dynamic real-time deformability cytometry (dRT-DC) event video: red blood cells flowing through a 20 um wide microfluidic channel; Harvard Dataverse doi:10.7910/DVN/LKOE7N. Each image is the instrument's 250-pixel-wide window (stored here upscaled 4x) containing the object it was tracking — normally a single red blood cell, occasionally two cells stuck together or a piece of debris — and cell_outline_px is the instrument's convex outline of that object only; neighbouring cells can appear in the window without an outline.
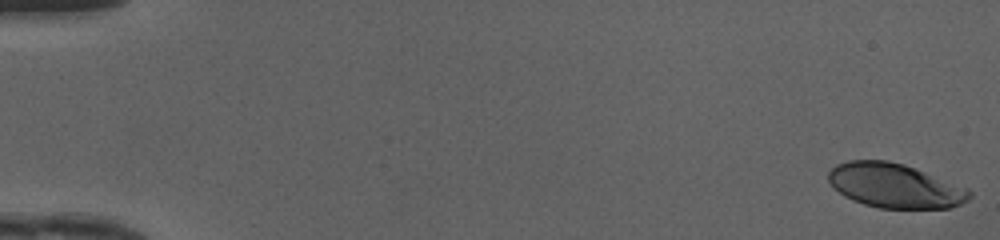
{"species": "human", "species_latin": "Homo sapiens", "temperature_condition": "cold", "stored_images_in_passage": 49, "camera_frame_rate_fps": 3000, "um_per_image_px": 0.085, "donor": {"sex": "female"}, "frame": {"image": 1, "passage_image": 1, "time_ms": 0.0, "image_size_px": [1000, 240], "cell_outline_px": [[972, 196], [968, 200], [960, 204], [948, 208], [880, 208], [864, 204], [852, 200], [844, 196], [828, 180], [828, 172], [836, 164], [848, 160], [888, 160], [904, 164], [968, 188], [972, 192]], "centroid_in_image_um": [76.06, 15.78], "position_along_channel_um": 8.9, "area_um2": 36.36}}
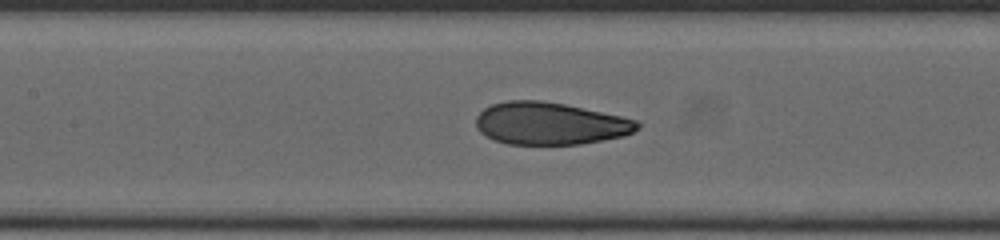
{"frame": {"image": 2, "passage_image": 24, "time_ms": 7.667, "image_size_px": [1000, 240], "cell_outline_px": [[640, 128], [624, 136], [580, 144], [508, 144], [492, 140], [480, 132], [476, 128], [476, 116], [484, 108], [492, 104], [508, 100], [540, 100], [564, 104], [620, 116], [636, 120], [640, 124]], "centroid_in_image_um": [46.71, 10.5], "position_along_channel_um": 160.7, "area_um2": 39.77}}
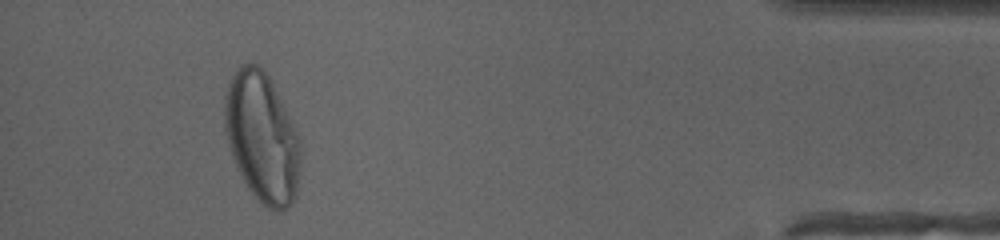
{"frame": {"image": 3, "passage_image": 46, "time_ms": 15.0, "image_size_px": [1000, 240], "cell_outline_px": [[300, 164], [296, 196], [292, 204], [288, 208], [280, 212], [268, 208], [260, 204], [256, 200], [240, 176], [232, 156], [228, 144], [224, 128], [224, 96], [228, 84], [232, 76], [240, 64], [260, 64], [264, 68], [296, 128], [300, 140]], "centroid_in_image_um": [22.26, 11.71], "position_along_channel_um": 412.9, "area_um2": 57.97}, "authors_computed_cell_mechanics": {"area_um2": 39.9976, "velocity_mm_per_s": 4.1854, "shape_relaxation_time_tau1_ms": 4.9926, "shape_relaxation_time_tau2_ms": 0.8623, "deformation_change_tau1": 0.2244, "deformation_change_tau2": 0.0727}}